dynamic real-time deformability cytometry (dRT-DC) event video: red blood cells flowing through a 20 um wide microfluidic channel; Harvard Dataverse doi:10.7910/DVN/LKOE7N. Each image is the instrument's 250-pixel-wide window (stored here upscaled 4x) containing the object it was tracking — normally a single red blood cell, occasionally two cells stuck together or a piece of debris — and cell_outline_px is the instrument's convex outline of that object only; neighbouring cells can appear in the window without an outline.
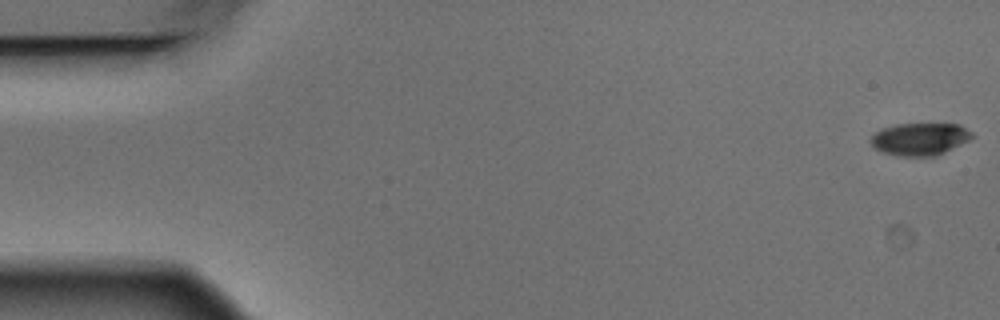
{"species": "Egyptian fruit bat (a non-hibernating species)", "species_latin": "Rousettus aegyptiacus", "temperature_condition": "warm", "stored_images_in_passage": 5, "camera_frame_rate_fps": 3000, "um_per_image_px": 0.085, "animal": {"sex": "male"}, "frame": {"image": 1, "passage_image": 1, "time_ms": 0.0, "image_size_px": [1000, 320], "cell_outline_px": [[972, 136], [968, 140], [936, 156], [900, 156], [884, 152], [876, 148], [868, 140], [880, 128], [896, 124], [960, 124], [972, 132]], "centroid_in_image_um": [78.16, 11.81], "position_along_channel_um": 6.8, "area_um2": 18.96}}
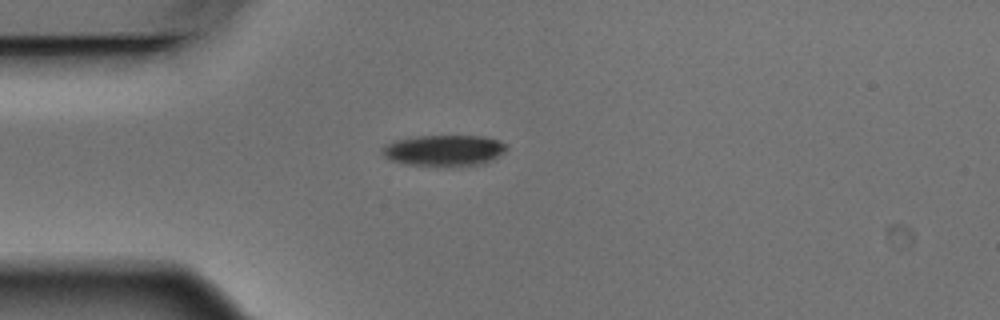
{"frame": {"image": 2, "passage_image": 5, "time_ms": 1.333, "image_size_px": [1000, 320], "cell_outline_px": [[508, 148], [504, 152], [484, 164], [404, 164], [392, 160], [384, 156], [384, 148], [388, 144], [396, 140], [420, 136], [484, 136], [500, 140], [508, 144]], "centroid_in_image_um": [37.83, 12.75], "position_along_channel_um": 47.2, "area_um2": 21.73}}